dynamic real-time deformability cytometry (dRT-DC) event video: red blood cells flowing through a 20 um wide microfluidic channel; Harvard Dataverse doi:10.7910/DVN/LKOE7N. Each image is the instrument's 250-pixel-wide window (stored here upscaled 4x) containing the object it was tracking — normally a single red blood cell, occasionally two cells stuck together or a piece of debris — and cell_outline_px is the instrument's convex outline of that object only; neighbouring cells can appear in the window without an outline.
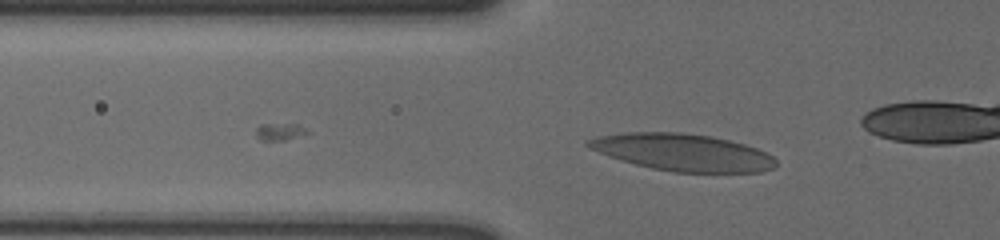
{"species": "human", "species_latin": "Homo sapiens", "temperature_condition": "cold", "stored_images_in_passage": 32, "camera_frame_rate_fps": 3000, "um_per_image_px": 0.085, "donor": {"sex": "male"}, "frame": {"image": 1, "passage_image": 15, "time_ms": 4.667, "image_size_px": [1000, 240], "cell_outline_px": [[776, 164], [772, 168], [760, 172], [676, 172], [652, 168], [620, 160], [608, 156], [584, 144], [584, 140], [596, 136], [624, 132], [680, 132], [712, 136], [744, 144], [768, 152], [776, 160]], "centroid_in_image_um": [58.01, 12.93], "position_along_channel_um": 67.8, "area_um2": 40.52}}